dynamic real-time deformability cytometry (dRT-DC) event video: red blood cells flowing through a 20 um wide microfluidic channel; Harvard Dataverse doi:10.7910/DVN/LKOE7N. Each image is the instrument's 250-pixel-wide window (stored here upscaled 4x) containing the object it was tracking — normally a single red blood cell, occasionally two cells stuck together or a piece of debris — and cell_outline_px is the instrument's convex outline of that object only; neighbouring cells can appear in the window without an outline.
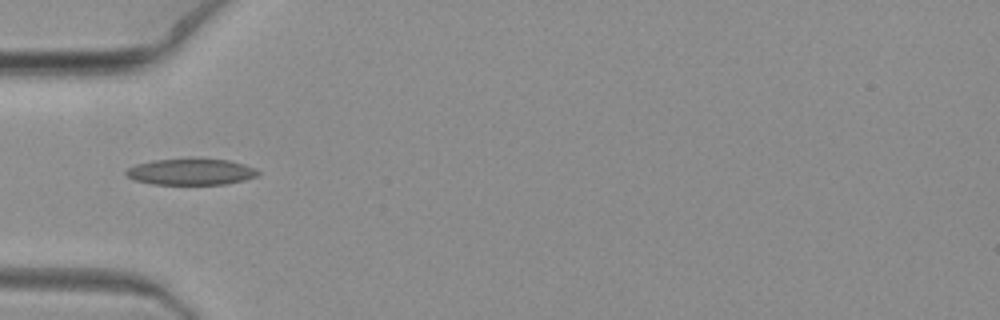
{"species": "common noctule bat (a hibernating species)", "species_latin": "Nyctalus noctula", "temperature_condition": "warm", "stored_images_in_passage": 2, "camera_frame_rate_fps": 3000, "um_per_image_px": 0.085, "animal": {"sex": "female", "body_mass_g": 19.3, "forearm_length_mm": 54.1}, "frame": {"image": 1, "passage_image": 1, "time_ms": 0.0, "image_size_px": [1000, 320], "cell_outline_px": [[260, 172], [256, 176], [244, 180], [224, 184], [152, 184], [136, 180], [128, 176], [124, 172], [128, 168], [136, 164], [152, 160], [192, 156], [228, 160], [244, 164], [256, 168]], "centroid_in_image_um": [16.23, 14.56], "position_along_channel_um": 68.8, "area_um2": 20.81}}